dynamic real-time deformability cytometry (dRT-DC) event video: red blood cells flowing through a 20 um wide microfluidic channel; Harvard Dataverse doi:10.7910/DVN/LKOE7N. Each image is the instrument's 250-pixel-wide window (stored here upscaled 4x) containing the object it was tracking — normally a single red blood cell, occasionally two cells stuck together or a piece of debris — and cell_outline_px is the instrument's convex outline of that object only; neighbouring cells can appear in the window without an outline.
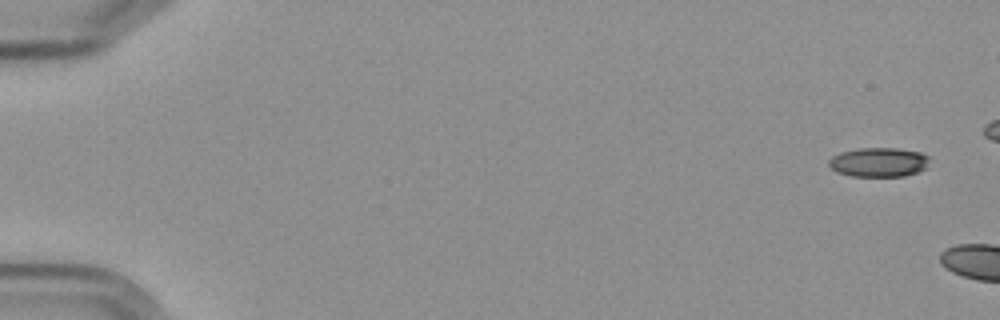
{"species": "Egyptian fruit bat (a non-hibernating species)", "species_latin": "Rousettus aegyptiacus", "temperature_condition": "cold", "stored_images_in_passage": 2, "camera_frame_rate_fps": 3000, "um_per_image_px": 0.085, "frame": {"image": 1, "passage_image": 1, "time_ms": 0.0, "image_size_px": [1000, 320], "cell_outline_px": [[928, 168], [904, 176], [852, 176], [836, 172], [828, 164], [828, 160], [832, 156], [840, 152], [856, 148], [896, 148], [920, 152], [928, 156]], "centroid_in_image_um": [74.68, 13.78], "position_along_channel_um": 10.3, "area_um2": 17.28}}